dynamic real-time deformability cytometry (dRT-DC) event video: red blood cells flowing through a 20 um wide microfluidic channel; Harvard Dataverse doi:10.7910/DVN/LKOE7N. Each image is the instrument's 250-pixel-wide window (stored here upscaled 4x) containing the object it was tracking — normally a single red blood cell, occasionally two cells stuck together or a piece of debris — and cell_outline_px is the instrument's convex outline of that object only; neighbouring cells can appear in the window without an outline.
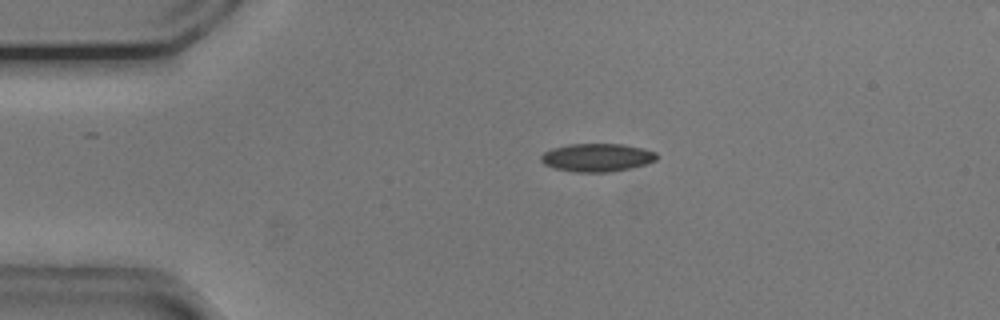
{"species": "common noctule bat (a hibernating species)", "species_latin": "Nyctalus noctula", "temperature_condition": "cold", "stored_images_in_passage": 43, "camera_frame_rate_fps": 3000, "um_per_image_px": 0.085, "animal": {"sex": "male", "body_mass_g": 20.5, "forearm_length_mm": 52.5}, "frame": {"image": 1, "passage_image": 1, "time_ms": 0.0, "image_size_px": [1000, 320], "cell_outline_px": [[656, 160], [648, 164], [608, 172], [576, 172], [556, 168], [544, 164], [540, 160], [540, 156], [544, 152], [552, 148], [568, 144], [624, 144], [644, 148], [656, 152]], "centroid_in_image_um": [50.75, 13.38], "position_along_channel_um": 34.2, "area_um2": 18.96}}
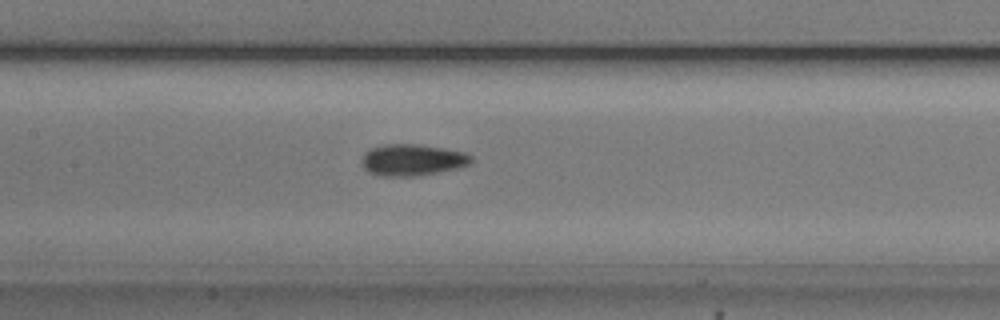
{"frame": {"image": 2, "passage_image": 15, "time_ms": 4.667, "image_size_px": [1000, 320], "cell_outline_px": [[472, 164], [460, 168], [420, 176], [380, 176], [368, 172], [364, 168], [360, 160], [364, 152], [372, 148], [384, 144], [420, 144], [444, 148], [464, 152], [472, 156]], "centroid_in_image_um": [35.06, 13.6], "position_along_channel_um": 172.3, "area_um2": 20.52}}
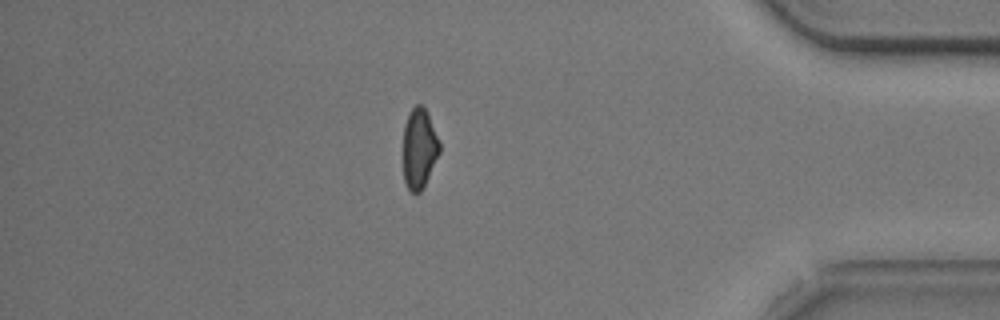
{"frame": {"image": 3, "passage_image": 36, "time_ms": 11.667, "image_size_px": [1000, 320], "cell_outline_px": [[440, 152], [420, 192], [412, 192], [408, 188], [404, 180], [404, 124], [412, 108], [416, 104], [420, 104], [428, 112], [440, 144]], "centroid_in_image_um": [35.64, 12.58], "position_along_channel_um": 399.6, "area_um2": 16.65}, "authors_computed_cell_mechanics": {"area_um2": 19.2474, "velocity_mm_per_s": 3.7678, "shape_relaxation_time_tau1_ms": 3.0372, "shape_relaxation_time_tau2_ms": 4.6872, "deformation_change_tau1": 0.0823, "deformation_change_tau2": 0.1003}}